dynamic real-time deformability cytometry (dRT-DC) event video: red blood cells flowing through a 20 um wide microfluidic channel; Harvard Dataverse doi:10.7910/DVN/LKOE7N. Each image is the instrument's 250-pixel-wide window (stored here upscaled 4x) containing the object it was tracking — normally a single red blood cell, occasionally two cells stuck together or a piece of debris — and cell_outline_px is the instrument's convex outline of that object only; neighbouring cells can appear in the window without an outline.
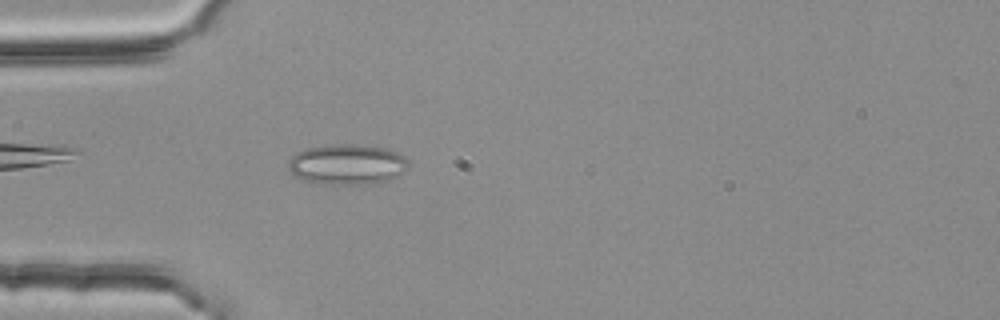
{"species": "common noctule bat (a hibernating species)", "species_latin": "Nyctalus noctula", "temperature_condition": "room temperature", "stored_images_in_passage": 38, "camera_frame_rate_fps": 3000, "um_per_image_px": 0.085, "animal": {"sex": "female", "body_mass_g": 25.1}, "frame": {"image": 1, "passage_image": 4, "time_ms": 1.0, "image_size_px": [1000, 320], "cell_outline_px": [[408, 164], [404, 172], [388, 180], [368, 184], [320, 184], [300, 180], [288, 168], [288, 160], [296, 152], [304, 148], [336, 144], [348, 144], [384, 148], [396, 152], [404, 156], [408, 160]], "centroid_in_image_um": [29.46, 13.98], "position_along_channel_um": 55.5, "area_um2": 28.32}}
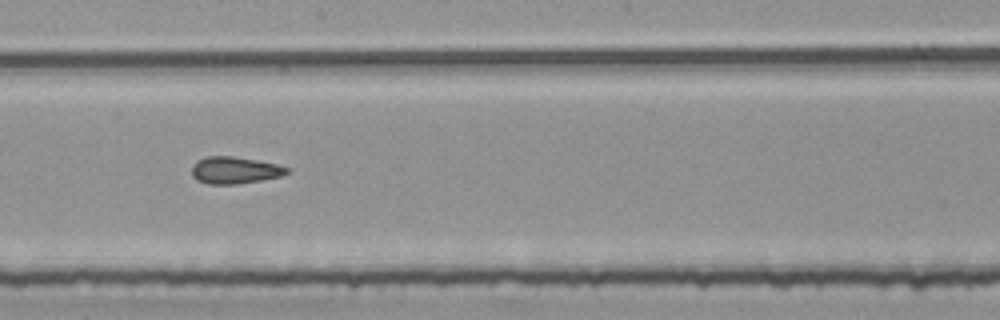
{"frame": {"image": 2, "passage_image": 18, "time_ms": 5.667, "image_size_px": [1000, 320], "cell_outline_px": [[292, 172], [280, 176], [264, 180], [236, 184], [208, 184], [196, 180], [192, 176], [192, 168], [196, 160], [204, 156], [232, 156], [256, 160], [276, 164], [288, 168]], "centroid_in_image_um": [19.94, 14.47], "position_along_channel_um": 228.3, "area_um2": 15.09}}
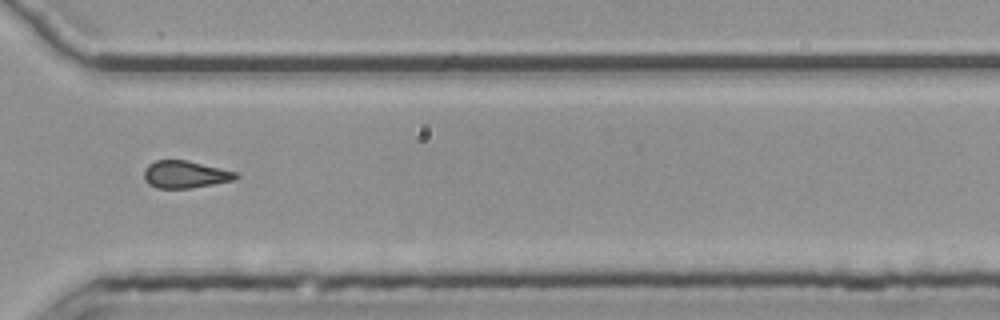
{"frame": {"image": 3, "passage_image": 28, "time_ms": 9.0, "image_size_px": [1000, 320], "cell_outline_px": [[240, 176], [236, 180], [192, 188], [156, 188], [148, 184], [144, 180], [144, 168], [148, 164], [156, 160], [188, 160], [236, 172]], "centroid_in_image_um": [15.73, 14.83], "position_along_channel_um": 354.9, "area_um2": 14.8}, "authors_computed_cell_mechanics": {"area_um2": 14.7968, "velocity_mm_per_s": 3.8033, "shape_relaxation_time_tau1_ms": null, "shape_relaxation_time_tau2_ms": 3.2633, "deformation_change_tau1": null, "deformation_change_tau2": 0.1317}}